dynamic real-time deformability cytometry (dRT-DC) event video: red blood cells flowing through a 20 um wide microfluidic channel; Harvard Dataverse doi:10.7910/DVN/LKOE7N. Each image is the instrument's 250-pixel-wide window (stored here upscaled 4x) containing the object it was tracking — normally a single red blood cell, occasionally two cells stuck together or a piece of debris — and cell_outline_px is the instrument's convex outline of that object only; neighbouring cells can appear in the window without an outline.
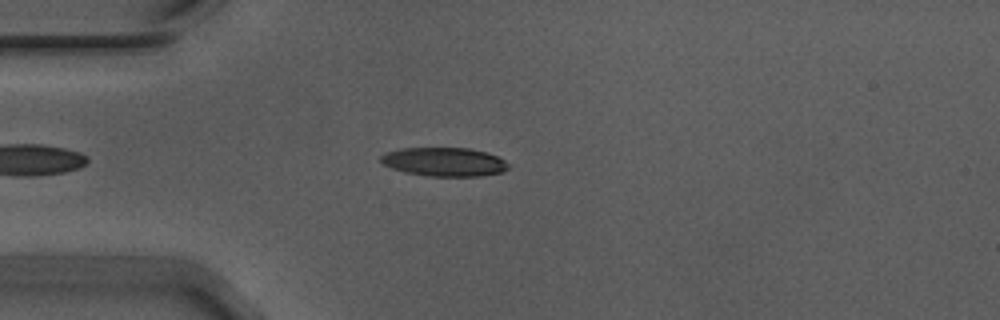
{"species": "Egyptian fruit bat (a non-hibernating species)", "species_latin": "Rousettus aegyptiacus", "temperature_condition": "warm", "stored_images_in_passage": 44, "camera_frame_rate_fps": 3000, "um_per_image_px": 0.085, "animal": {"sex": "male"}, "frame": {"image": 1, "passage_image": 7, "time_ms": 2.0, "image_size_px": [1000, 320], "cell_outline_px": [[508, 168], [504, 172], [480, 176], [428, 176], [404, 172], [392, 168], [384, 164], [380, 160], [380, 156], [384, 152], [404, 148], [468, 148], [488, 152], [504, 160], [508, 164]], "centroid_in_image_um": [37.76, 13.76], "position_along_channel_um": 47.2, "area_um2": 21.44}}
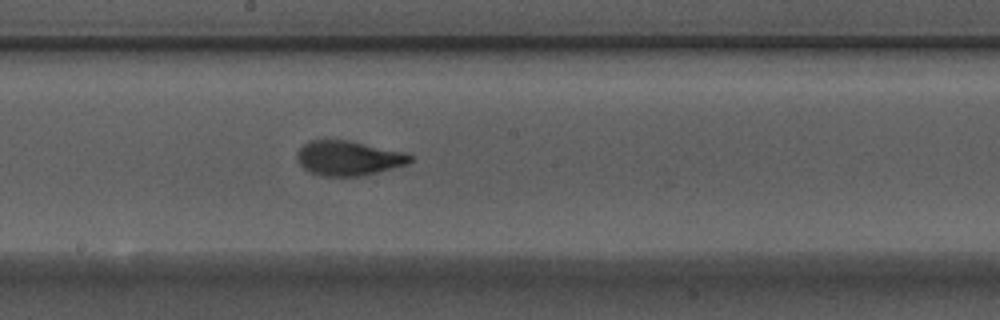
{"frame": {"image": 2, "passage_image": 22, "time_ms": 7.0, "image_size_px": [1000, 320], "cell_outline_px": [[412, 160], [408, 164], [364, 176], [324, 176], [312, 172], [304, 168], [296, 160], [296, 152], [308, 140], [348, 140], [404, 152], [412, 156]], "centroid_in_image_um": [29.61, 13.44], "position_along_channel_um": 218.6, "area_um2": 22.89}}
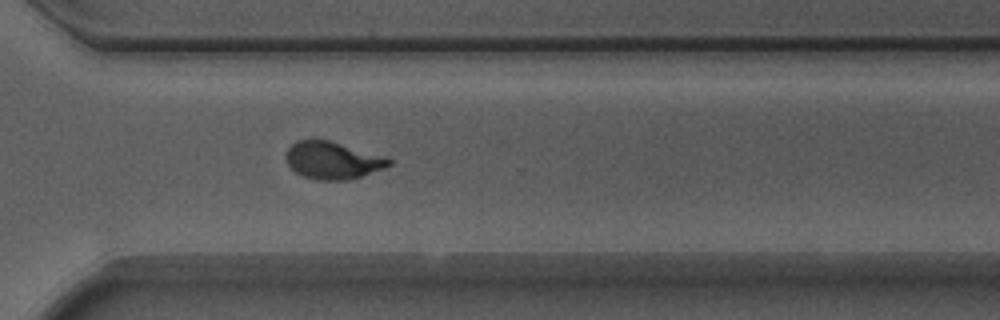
{"frame": {"image": 3, "passage_image": 32, "time_ms": 10.333, "image_size_px": [1000, 320], "cell_outline_px": [[392, 164], [384, 168], [348, 180], [316, 180], [304, 176], [296, 172], [288, 164], [288, 148], [296, 140], [328, 140], [384, 156], [392, 160]], "centroid_in_image_um": [28.29, 13.63], "position_along_channel_um": 342.3, "area_um2": 21.96}, "authors_computed_cell_mechanics": {"area_um2": 22.0218, "velocity_mm_per_s": 3.7161, "shape_relaxation_time_tau1_ms": 3.7939, "shape_relaxation_time_tau2_ms": 1.0009, "deformation_change_tau1": 0.1743, "deformation_change_tau2": 0.0804}}